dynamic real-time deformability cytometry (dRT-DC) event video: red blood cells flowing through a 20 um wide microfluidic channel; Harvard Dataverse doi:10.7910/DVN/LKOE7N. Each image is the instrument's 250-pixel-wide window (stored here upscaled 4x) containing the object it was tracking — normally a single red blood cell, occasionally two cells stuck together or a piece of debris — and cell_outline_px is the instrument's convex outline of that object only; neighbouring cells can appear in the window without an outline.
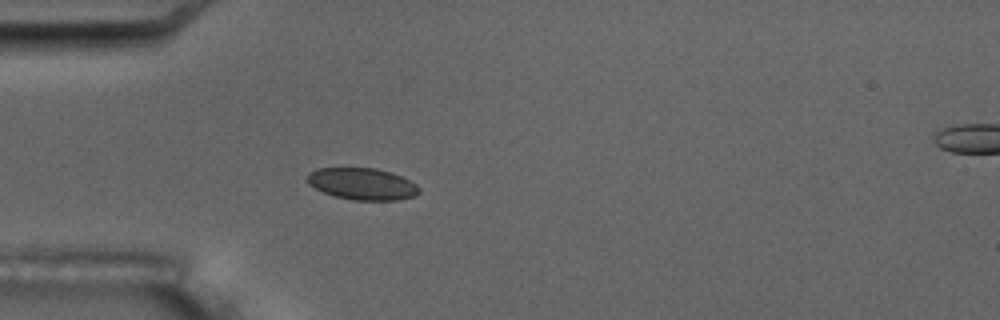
{"species": "common noctule bat (a hibernating species)", "species_latin": "Nyctalus noctula", "temperature_condition": "room temperature", "stored_images_in_passage": 6, "camera_frame_rate_fps": 3000, "um_per_image_px": 0.085, "animal": {"sex": "male", "body_mass_g": 17.5, "forearm_length_mm": 52.3}, "frame": {"image": 1, "passage_image": 5, "time_ms": 5.667, "image_size_px": [1000, 320], "cell_outline_px": [[420, 192], [416, 196], [396, 200], [352, 200], [336, 196], [324, 192], [308, 184], [304, 180], [308, 172], [316, 168], [376, 168], [392, 172], [416, 184], [420, 188]], "centroid_in_image_um": [30.77, 15.62], "position_along_channel_um": 54.2, "area_um2": 20.87}}